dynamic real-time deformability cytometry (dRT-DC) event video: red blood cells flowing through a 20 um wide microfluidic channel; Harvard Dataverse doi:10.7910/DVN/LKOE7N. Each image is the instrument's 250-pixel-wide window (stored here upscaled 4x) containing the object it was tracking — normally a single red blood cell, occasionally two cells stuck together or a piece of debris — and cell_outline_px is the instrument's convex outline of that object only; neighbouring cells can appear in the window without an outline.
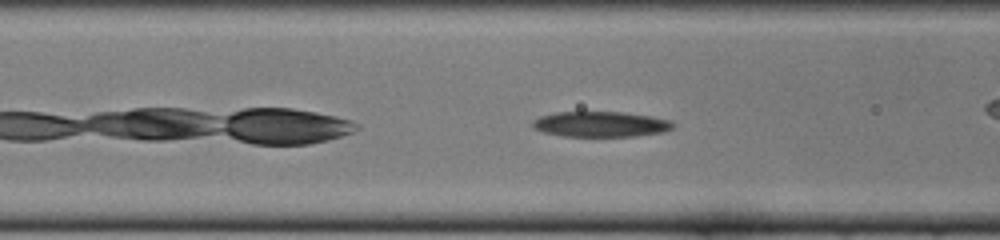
{"species": "common noctule bat (a hibernating species)", "species_latin": "Nyctalus noctula", "temperature_condition": "cold", "stored_images_in_passage": 39, "camera_frame_rate_fps": 3000, "um_per_image_px": 0.085, "animal": {"sex": "female", "body_mass_g": 22.0, "forearm_length_mm": 56.7}, "frame": {"image": 1, "passage_image": 6, "time_ms": 1.667, "image_size_px": [1000, 240], "cell_outline_px": [[676, 124], [672, 128], [664, 132], [632, 136], [560, 136], [544, 132], [536, 128], [532, 124], [532, 120], [540, 116], [556, 112], [624, 112], [652, 116], [672, 120]], "centroid_in_image_um": [51.1, 10.55], "position_along_channel_um": 115.5, "area_um2": 20.87}, "authors_computed_cell_mechanics": {"area_um2": 22.6576, "velocity_mm_per_s": 3.8098, "shape_relaxation_time_tau1_ms": null, "shape_relaxation_time_tau2_ms": 2.1562, "deformation_change_tau1": null, "deformation_change_tau2": 0.0729}}